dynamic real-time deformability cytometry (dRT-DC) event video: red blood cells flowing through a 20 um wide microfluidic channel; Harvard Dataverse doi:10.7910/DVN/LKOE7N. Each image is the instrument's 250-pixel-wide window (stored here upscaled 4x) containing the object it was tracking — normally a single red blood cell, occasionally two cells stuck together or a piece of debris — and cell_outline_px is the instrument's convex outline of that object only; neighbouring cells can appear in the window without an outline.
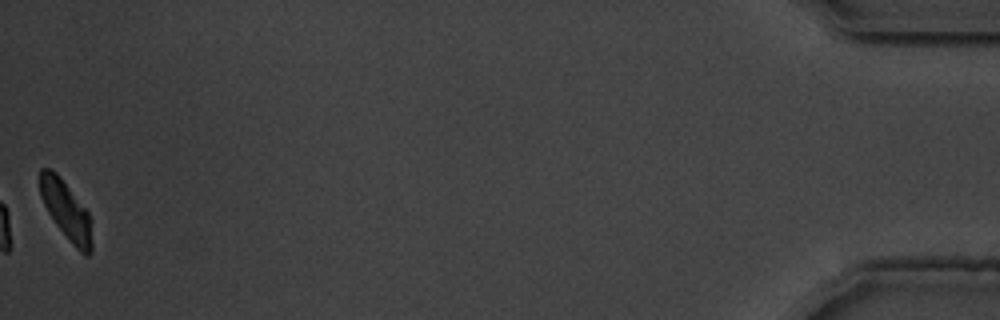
{"species": "common noctule bat (a hibernating species)", "species_latin": "Nyctalus noctula", "temperature_condition": "warm", "stored_images_in_passage": 42, "camera_frame_rate_fps": 3000, "um_per_image_px": 0.085, "animal": {"sex": "male", "body_mass_g": 19.5, "forearm_length_mm": 54.6}, "frame": {"image": 1, "passage_image": 42, "time_ms": 13.667, "image_size_px": [1000, 320], "cell_outline_px": [[92, 252], [88, 256], [84, 256], [72, 244], [56, 224], [48, 212], [40, 196], [40, 168], [48, 168], [56, 172], [88, 212], [92, 244]], "centroid_in_image_um": [5.62, 17.91], "position_along_channel_um": 429.6, "area_um2": 17.34}, "authors_computed_cell_mechanics": {"area_um2": 20.0277, "velocity_mm_per_s": 3.5507, "shape_relaxation_time_tau1_ms": 3.0661, "shape_relaxation_time_tau2_ms": 1.3247, "deformation_change_tau1": 0.1609, "deformation_change_tau2": 0.0537}}